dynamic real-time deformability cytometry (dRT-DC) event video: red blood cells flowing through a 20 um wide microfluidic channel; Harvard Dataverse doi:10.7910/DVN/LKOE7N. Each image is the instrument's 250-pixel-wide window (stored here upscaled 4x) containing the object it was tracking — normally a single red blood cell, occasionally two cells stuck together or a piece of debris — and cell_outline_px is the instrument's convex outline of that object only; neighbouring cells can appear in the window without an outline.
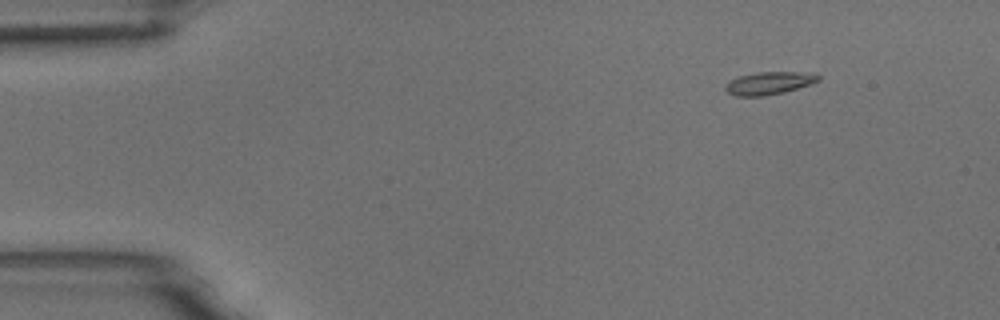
{"species": "common noctule bat (a hibernating species)", "species_latin": "Nyctalus noctula", "temperature_condition": "room temperature", "stored_images_in_passage": 4, "camera_frame_rate_fps": 3000, "um_per_image_px": 0.085, "animal": {"sex": "male", "body_mass_g": 18.8}, "frame": {"image": 1, "passage_image": 1, "time_ms": 0.0, "image_size_px": [1000, 320], "cell_outline_px": [[820, 80], [812, 84], [784, 92], [764, 96], [736, 96], [728, 92], [724, 88], [724, 84], [740, 76], [756, 72], [816, 72], [820, 76]], "centroid_in_image_um": [65.42, 7.06], "position_along_channel_um": 19.6, "area_um2": 12.43}}